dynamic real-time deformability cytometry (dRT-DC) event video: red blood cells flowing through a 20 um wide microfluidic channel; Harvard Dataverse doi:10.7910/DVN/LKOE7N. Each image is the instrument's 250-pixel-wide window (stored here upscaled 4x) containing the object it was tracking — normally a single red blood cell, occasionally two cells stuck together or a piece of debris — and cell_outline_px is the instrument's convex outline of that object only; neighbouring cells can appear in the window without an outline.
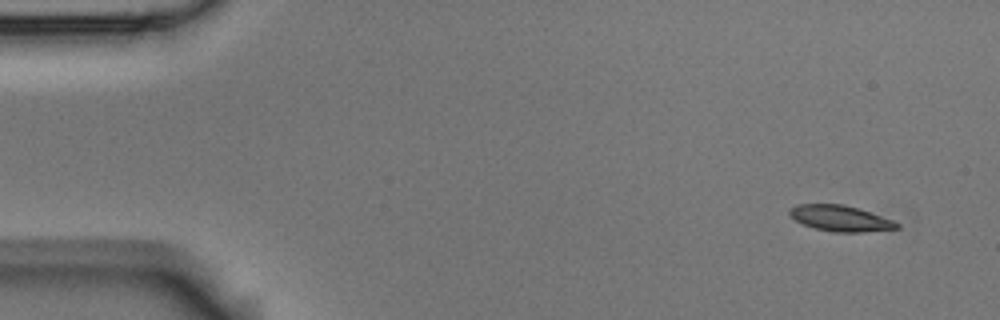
{"species": "Egyptian fruit bat (a non-hibernating species)", "species_latin": "Rousettus aegyptiacus", "temperature_condition": "room temperature", "stored_images_in_passage": 5, "camera_frame_rate_fps": 3000, "um_per_image_px": 0.085, "animal": {"sex": "male"}, "frame": {"image": 1, "passage_image": 1, "time_ms": 0.0, "image_size_px": [1000, 320], "cell_outline_px": [[900, 228], [864, 232], [832, 232], [816, 228], [804, 224], [788, 216], [788, 208], [796, 204], [844, 204], [892, 220], [900, 224]], "centroid_in_image_um": [71.38, 18.55], "position_along_channel_um": 13.6, "area_um2": 16.07}}
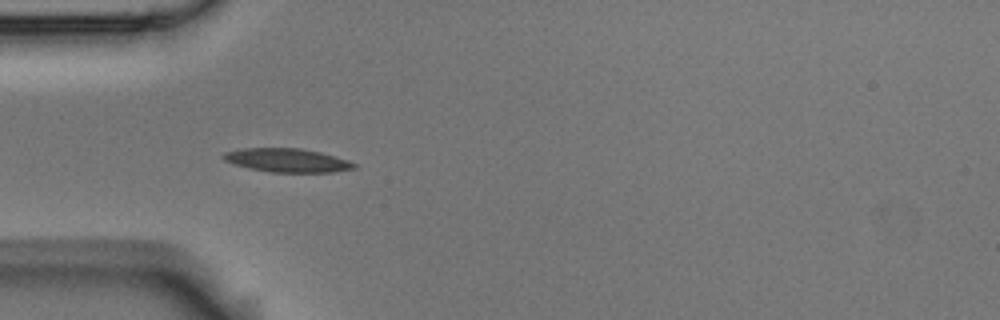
{"frame": {"image": 2, "passage_image": 5, "time_ms": 1.333, "image_size_px": [1000, 320], "cell_outline_px": [[356, 168], [336, 172], [272, 172], [248, 168], [224, 160], [220, 156], [224, 152], [240, 148], [300, 148], [320, 152], [348, 160], [356, 164]], "centroid_in_image_um": [24.4, 13.62], "position_along_channel_um": 60.6, "area_um2": 18.03}}